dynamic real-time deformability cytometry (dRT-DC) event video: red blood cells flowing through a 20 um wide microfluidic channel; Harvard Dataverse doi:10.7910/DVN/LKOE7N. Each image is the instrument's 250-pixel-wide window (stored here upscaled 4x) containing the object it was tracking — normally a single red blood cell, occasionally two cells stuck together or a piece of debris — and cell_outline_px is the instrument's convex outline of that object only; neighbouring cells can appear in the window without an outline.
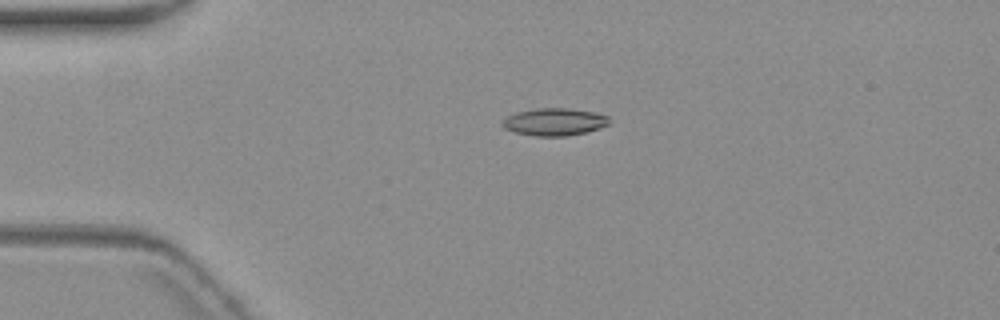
{"species": "common noctule bat (a hibernating species)", "species_latin": "Nyctalus noctula", "temperature_condition": "warm", "stored_images_in_passage": 1, "camera_frame_rate_fps": 3000, "um_per_image_px": 0.085, "animal": {"sex": "female", "body_mass_g": 19.3, "forearm_length_mm": 54.1}, "frame": {"image": 1, "passage_image": 1, "time_ms": 0.0, "image_size_px": [1000, 320], "cell_outline_px": [[608, 124], [600, 128], [568, 136], [536, 136], [516, 132], [504, 128], [500, 124], [508, 116], [516, 112], [536, 108], [564, 108], [592, 112], [608, 116]], "centroid_in_image_um": [47.09, 10.36], "position_along_channel_um": 37.9, "area_um2": 16.82}}